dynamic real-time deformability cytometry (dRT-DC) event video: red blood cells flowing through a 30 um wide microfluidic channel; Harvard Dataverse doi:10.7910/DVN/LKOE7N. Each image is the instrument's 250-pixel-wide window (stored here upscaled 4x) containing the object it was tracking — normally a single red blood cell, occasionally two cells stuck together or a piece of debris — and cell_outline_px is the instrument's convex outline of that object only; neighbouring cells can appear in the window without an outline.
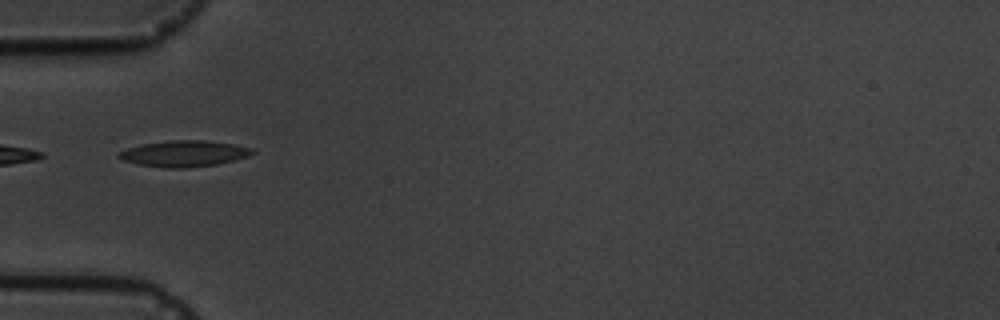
{"species": "common noctule bat (a hibernating species)", "species_latin": "Nyctalus noctula", "temperature_condition": "cold", "stored_images_in_passage": 12, "camera_frame_rate_fps": 3000, "um_per_image_px": 0.085, "animal": {"sex": "male", "body_mass_g": 19.5, "forearm_length_mm": 54.6}, "frame": {"image": 1, "passage_image": 6, "time_ms": 5.667, "image_size_px": [1000, 320], "cell_outline_px": [[256, 152], [248, 156], [216, 164], [184, 168], [164, 168], [140, 164], [124, 160], [116, 156], [120, 152], [128, 148], [144, 144], [168, 140], [204, 140], [232, 144], [252, 148]], "centroid_in_image_um": [15.66, 13.05], "position_along_channel_um": 69.3, "area_um2": 20.0}}
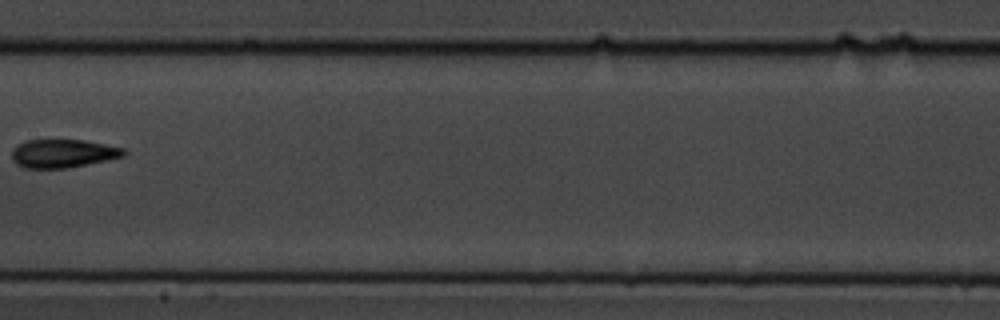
{"frame": {"image": 2, "passage_image": 9, "time_ms": 9.333, "image_size_px": [1000, 320], "cell_outline_px": [[128, 152], [124, 156], [68, 168], [24, 168], [16, 164], [12, 160], [12, 148], [16, 144], [28, 140], [84, 140], [124, 148]], "centroid_in_image_um": [5.32, 13.04], "position_along_channel_um": 202.1, "area_um2": 18.55}}
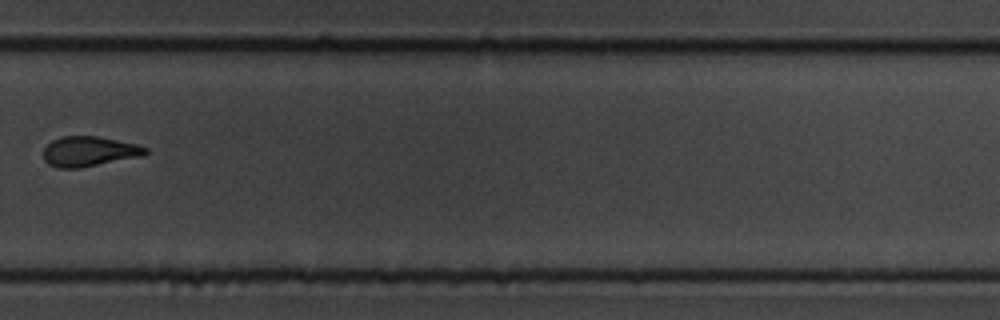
{"frame": {"image": 3, "passage_image": 12, "time_ms": 12.667, "image_size_px": [1000, 320], "cell_outline_px": [[148, 152], [140, 156], [80, 168], [56, 168], [48, 164], [44, 160], [44, 148], [52, 140], [64, 136], [96, 136], [136, 144], [148, 148]], "centroid_in_image_um": [7.54, 12.87], "position_along_channel_um": 322.3, "area_um2": 17.69}}